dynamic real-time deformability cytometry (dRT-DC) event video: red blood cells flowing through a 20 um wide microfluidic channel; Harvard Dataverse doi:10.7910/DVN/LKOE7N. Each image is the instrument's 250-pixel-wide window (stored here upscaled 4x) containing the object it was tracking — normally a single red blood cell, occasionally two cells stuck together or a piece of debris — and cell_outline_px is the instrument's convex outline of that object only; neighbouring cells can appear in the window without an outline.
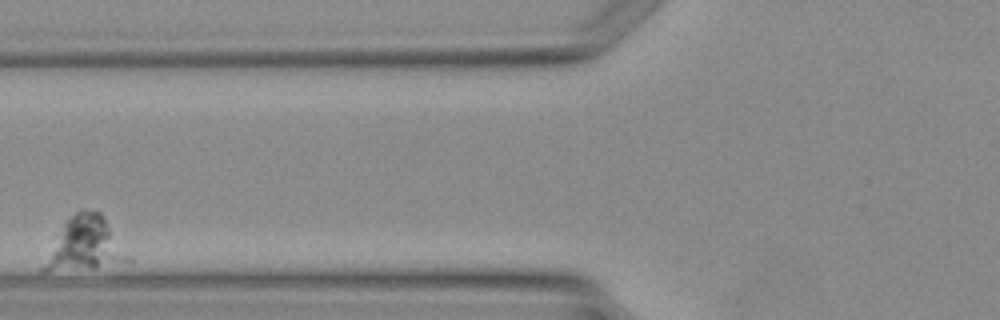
{"species": "Egyptian fruit bat (a non-hibernating species)", "species_latin": "Rousettus aegyptiacus", "temperature_condition": "warm", "stored_images_in_passage": 4, "camera_frame_rate_fps": 3000, "um_per_image_px": 0.085, "animal": {"sex": "female"}, "frame": {"image": 1, "passage_image": 2, "time_ms": 1.333, "image_size_px": [1000, 320], "cell_outline_px": [[132, 260], [96, 268], [48, 272], [40, 272], [40, 268], [64, 220], [76, 212], [84, 208], [100, 212], [104, 216], [132, 256]], "centroid_in_image_um": [7.23, 20.77], "position_along_channel_um": 118.6, "area_um2": 26.65}}